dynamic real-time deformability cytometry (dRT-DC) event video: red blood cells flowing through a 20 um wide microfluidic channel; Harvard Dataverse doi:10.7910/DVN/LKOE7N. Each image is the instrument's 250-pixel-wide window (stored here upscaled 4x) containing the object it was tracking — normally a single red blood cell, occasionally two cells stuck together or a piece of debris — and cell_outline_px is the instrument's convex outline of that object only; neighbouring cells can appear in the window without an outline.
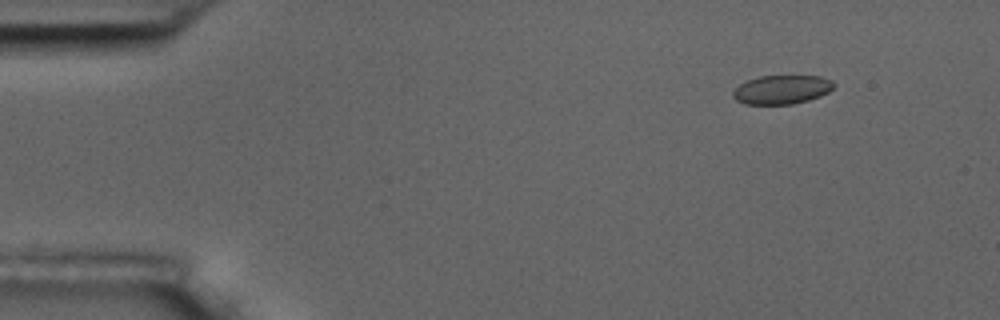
{"species": "common noctule bat (a hibernating species)", "species_latin": "Nyctalus noctula", "temperature_condition": "room temperature", "stored_images_in_passage": 4, "camera_frame_rate_fps": 3000, "um_per_image_px": 0.085, "animal": {"sex": "male", "body_mass_g": 17.5, "forearm_length_mm": 52.3}, "frame": {"image": 1, "passage_image": 2, "time_ms": 1.333, "image_size_px": [1000, 320], "cell_outline_px": [[836, 84], [828, 92], [820, 96], [808, 100], [792, 104], [744, 104], [736, 100], [732, 96], [732, 92], [740, 84], [748, 80], [760, 76], [820, 76], [832, 80]], "centroid_in_image_um": [66.45, 7.61], "position_along_channel_um": 18.5, "area_um2": 16.94}}
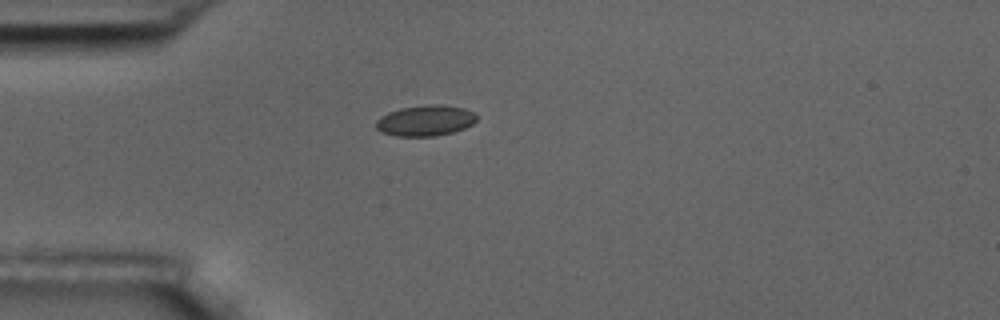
{"frame": {"image": 2, "passage_image": 4, "time_ms": 4.333, "image_size_px": [1000, 320], "cell_outline_px": [[476, 120], [472, 124], [464, 128], [452, 132], [436, 136], [396, 136], [384, 132], [376, 128], [376, 120], [380, 116], [388, 112], [400, 108], [428, 104], [440, 104], [464, 108], [472, 112], [476, 116]], "centroid_in_image_um": [36.14, 10.24], "position_along_channel_um": 48.9, "area_um2": 17.98}}